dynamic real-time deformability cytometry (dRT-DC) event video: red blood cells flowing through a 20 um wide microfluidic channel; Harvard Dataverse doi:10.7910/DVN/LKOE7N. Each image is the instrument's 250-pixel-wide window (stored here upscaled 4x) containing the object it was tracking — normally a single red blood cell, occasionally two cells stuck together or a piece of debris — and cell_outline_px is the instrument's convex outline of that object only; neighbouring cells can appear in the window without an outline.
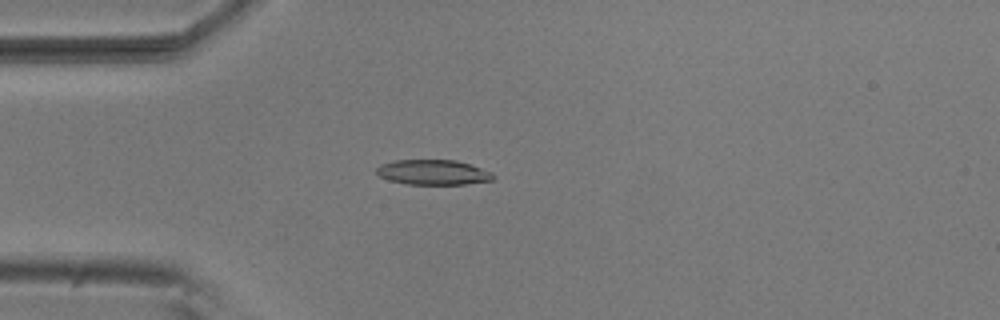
{"species": "common noctule bat (a hibernating species)", "species_latin": "Nyctalus noctula", "temperature_condition": "room temperature", "stored_images_in_passage": 3, "camera_frame_rate_fps": 3000, "um_per_image_px": 0.085, "animal": {"sex": "male", "body_mass_g": 20.5, "forearm_length_mm": 52.5}, "frame": {"image": 1, "passage_image": 3, "time_ms": 0.667, "image_size_px": [1000, 320], "cell_outline_px": [[496, 176], [492, 180], [464, 184], [408, 184], [388, 180], [380, 176], [376, 172], [376, 168], [380, 164], [396, 160], [456, 160], [492, 172]], "centroid_in_image_um": [36.8, 14.64], "position_along_channel_um": 48.2, "area_um2": 16.94}}